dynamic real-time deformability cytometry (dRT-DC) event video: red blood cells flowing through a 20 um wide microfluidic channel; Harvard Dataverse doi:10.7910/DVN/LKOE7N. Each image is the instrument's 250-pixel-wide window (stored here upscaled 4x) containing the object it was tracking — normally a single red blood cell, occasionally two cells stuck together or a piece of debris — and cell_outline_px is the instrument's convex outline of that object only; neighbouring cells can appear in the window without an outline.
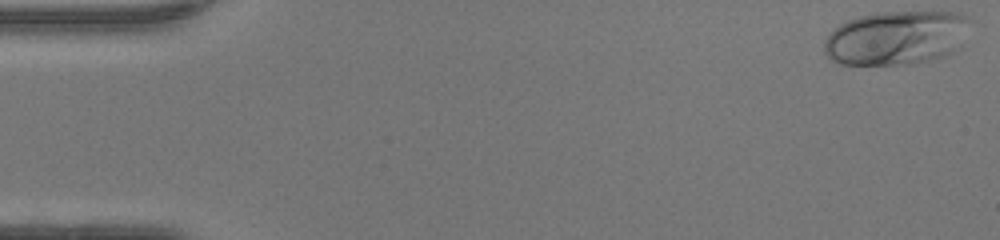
{"species": "human", "species_latin": "Homo sapiens", "temperature_condition": "warm", "stored_images_in_passage": 48, "camera_frame_rate_fps": 3000, "um_per_image_px": 0.085, "donor": {"sex": "female"}, "frame": {"image": 1, "passage_image": 1, "time_ms": 0.0, "image_size_px": [1000, 240], "cell_outline_px": [[972, 20], [960, 48], [944, 56], [916, 64], [840, 64], [832, 60], [824, 52], [824, 40], [840, 24], [848, 20], [860, 16], [876, 12], [960, 12], [968, 16]], "centroid_in_image_um": [76.24, 3.21], "position_along_channel_um": 8.8, "area_um2": 46.3}}
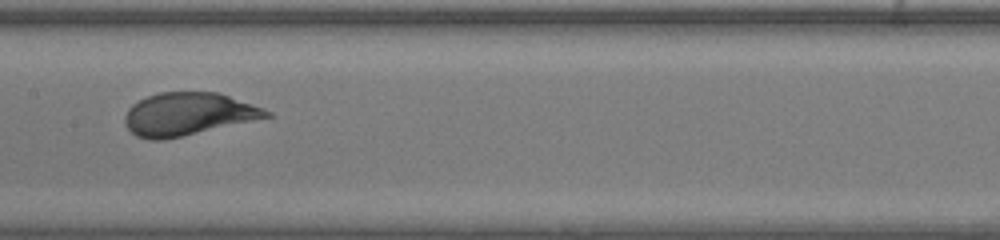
{"frame": {"image": 2, "passage_image": 24, "time_ms": 7.667, "image_size_px": [1000, 240], "cell_outline_px": [[272, 116], [164, 140], [148, 140], [136, 136], [128, 128], [124, 120], [124, 116], [128, 108], [132, 104], [148, 96], [160, 92], [220, 92], [264, 108], [272, 112]], "centroid_in_image_um": [15.98, 9.69], "position_along_channel_um": 191.4, "area_um2": 35.2}}
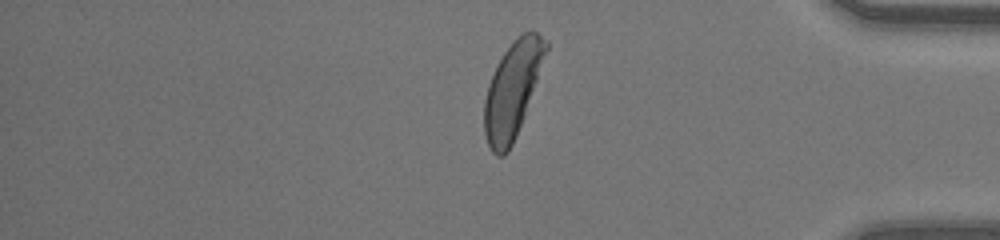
{"frame": {"image": 3, "passage_image": 40, "time_ms": 13.0, "image_size_px": [1000, 240], "cell_outline_px": [[548, 48], [524, 116], [516, 136], [508, 152], [504, 156], [496, 156], [492, 152], [488, 144], [484, 132], [484, 100], [488, 84], [496, 64], [504, 52], [524, 32], [536, 32], [548, 40]], "centroid_in_image_um": [43.54, 7.67], "position_along_channel_um": 391.7, "area_um2": 33.76}, "authors_computed_cell_mechanics": {"area_um2": 36.5007, "velocity_mm_per_s": 4.2504, "shape_relaxation_time_tau1_ms": 2.4147, "shape_relaxation_time_tau2_ms": null, "deformation_change_tau1": 0.1725, "deformation_change_tau2": null}}